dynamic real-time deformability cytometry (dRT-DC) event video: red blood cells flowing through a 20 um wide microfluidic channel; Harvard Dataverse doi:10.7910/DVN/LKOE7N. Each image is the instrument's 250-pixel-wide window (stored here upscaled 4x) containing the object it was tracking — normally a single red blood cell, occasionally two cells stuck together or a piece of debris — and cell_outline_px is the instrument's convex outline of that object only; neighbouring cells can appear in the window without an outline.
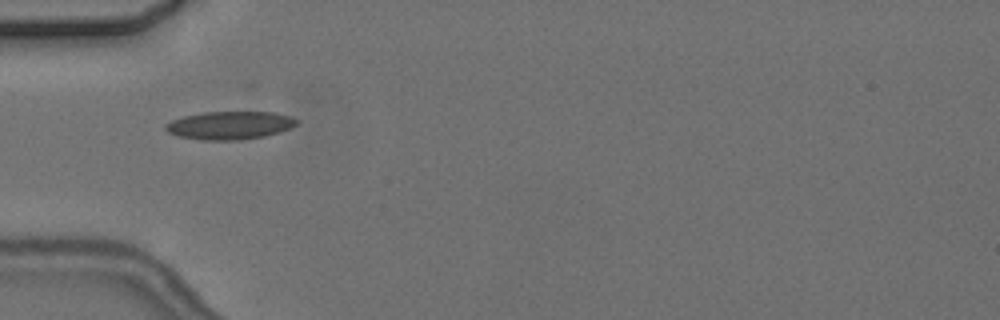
{"species": "common noctule bat (a hibernating species)", "species_latin": "Nyctalus noctula", "temperature_condition": "cold", "stored_images_in_passage": 5, "camera_frame_rate_fps": 3000, "um_per_image_px": 0.085, "animal": {"sex": "female", "body_mass_g": 24.6, "forearm_length_mm": 56.2}, "frame": {"image": 1, "passage_image": 2, "time_ms": 1.333, "image_size_px": [1000, 320], "cell_outline_px": [[300, 120], [292, 128], [280, 132], [264, 136], [240, 140], [200, 140], [180, 136], [168, 132], [164, 128], [164, 124], [172, 120], [184, 116], [204, 112], [272, 112], [292, 116]], "centroid_in_image_um": [19.56, 10.65], "position_along_channel_um": 65.4, "area_um2": 21.56}}
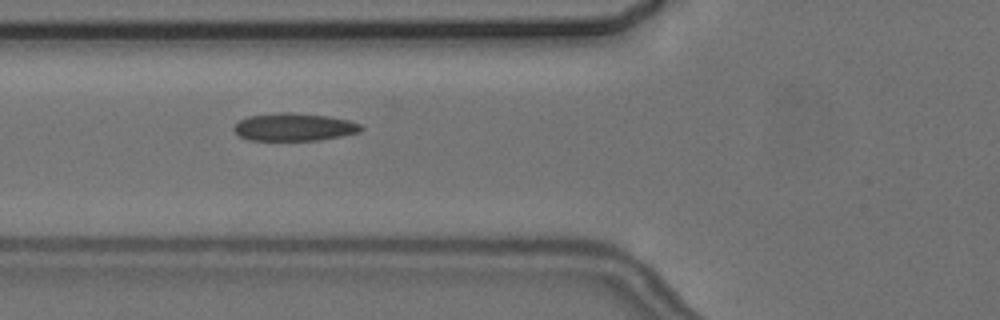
{"frame": {"image": 2, "passage_image": 3, "time_ms": 2.333, "image_size_px": [1000, 320], "cell_outline_px": [[364, 128], [360, 132], [320, 140], [248, 140], [240, 136], [232, 128], [240, 120], [248, 116], [280, 112], [288, 112], [328, 116], [348, 120], [360, 124]], "centroid_in_image_um": [25.0, 10.8], "position_along_channel_um": 100.8, "area_um2": 20.46}}
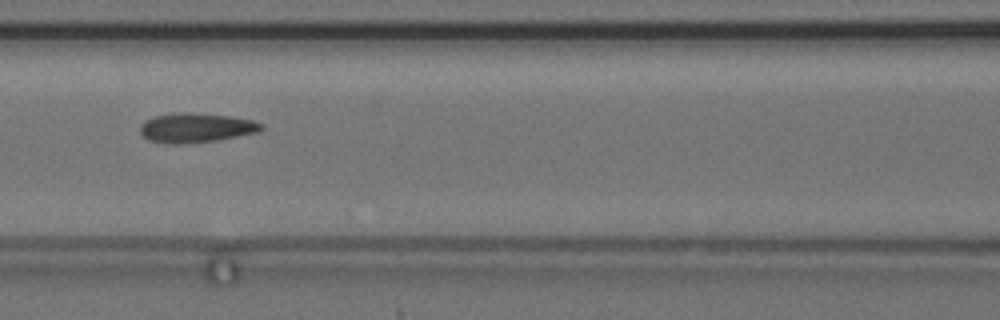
{"frame": {"image": 3, "passage_image": 4, "time_ms": 3.667, "image_size_px": [1000, 320], "cell_outline_px": [[264, 128], [260, 132], [216, 140], [184, 144], [172, 144], [148, 140], [140, 132], [140, 124], [144, 120], [156, 116], [180, 112], [188, 112], [228, 116], [252, 120], [264, 124]], "centroid_in_image_um": [16.67, 10.86], "position_along_channel_um": 149.9, "area_um2": 20.81}}